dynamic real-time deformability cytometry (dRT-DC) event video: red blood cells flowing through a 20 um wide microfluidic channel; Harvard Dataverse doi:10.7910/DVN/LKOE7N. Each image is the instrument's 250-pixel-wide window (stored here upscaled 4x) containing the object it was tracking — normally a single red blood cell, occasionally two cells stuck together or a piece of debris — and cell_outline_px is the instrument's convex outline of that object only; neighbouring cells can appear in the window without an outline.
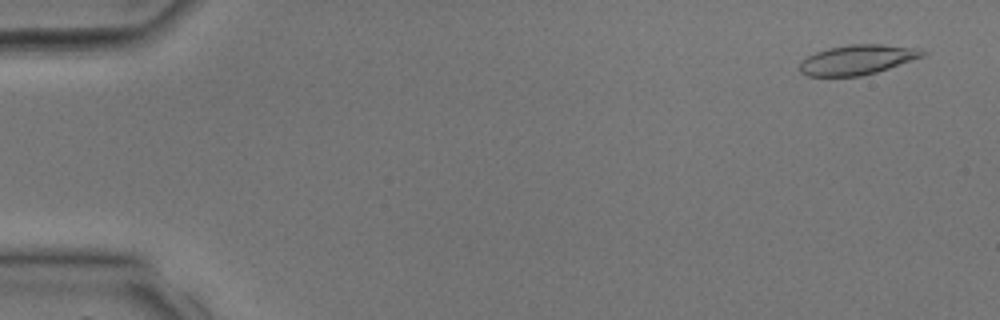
{"species": "common noctule bat (a hibernating species)", "species_latin": "Nyctalus noctula", "temperature_condition": "room temperature", "stored_images_in_passage": 19, "camera_frame_rate_fps": 3000, "um_per_image_px": 0.085, "animal": {"sex": "male", "body_mass_g": 17.9, "forearm_length_mm": 54.2}, "frame": {"image": 1, "passage_image": 2, "time_ms": 0.333, "image_size_px": [1000, 320], "cell_outline_px": [[928, 52], [924, 56], [876, 72], [860, 76], [808, 76], [800, 72], [800, 60], [816, 52], [828, 48], [852, 44], [880, 44], [920, 48]], "centroid_in_image_um": [72.88, 5.07], "position_along_channel_um": 12.1, "area_um2": 21.27}}
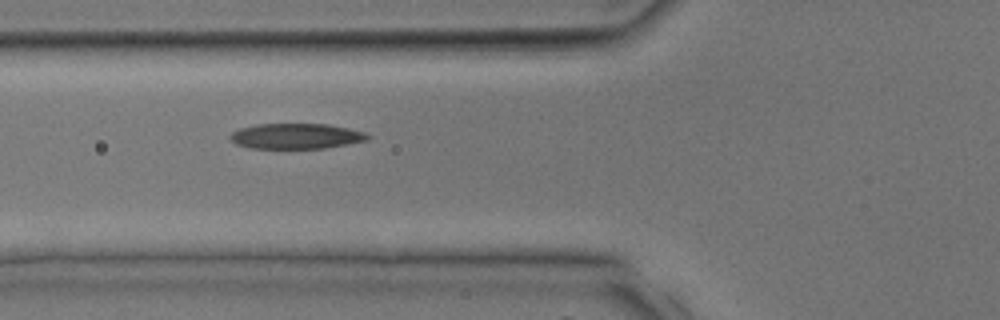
{"frame": {"image": 2, "passage_image": 13, "time_ms": 4.0, "image_size_px": [1000, 320], "cell_outline_px": [[372, 136], [368, 140], [348, 144], [324, 148], [252, 148], [236, 144], [228, 136], [232, 132], [240, 128], [256, 124], [328, 124], [348, 128], [364, 132]], "centroid_in_image_um": [25.18, 11.57], "position_along_channel_um": 100.6, "area_um2": 20.35}}
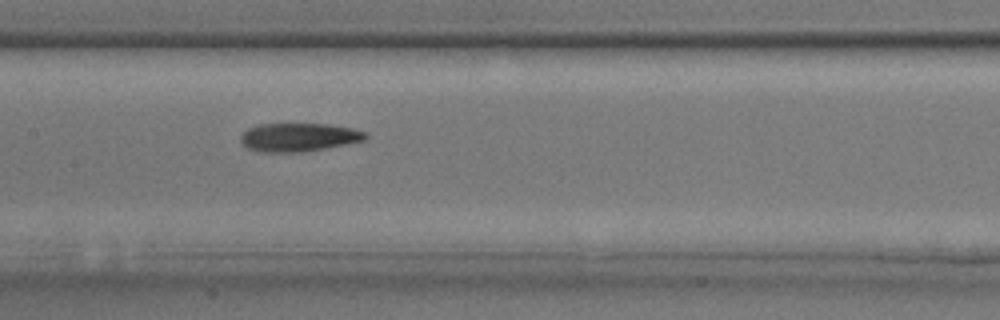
{"frame": {"image": 3, "passage_image": 17, "time_ms": 5.333, "image_size_px": [1000, 320], "cell_outline_px": [[368, 136], [364, 140], [348, 144], [300, 152], [260, 152], [248, 148], [240, 140], [240, 136], [248, 128], [256, 124], [328, 124], [352, 128], [368, 132]], "centroid_in_image_um": [25.4, 11.66], "position_along_channel_um": 182.0, "area_um2": 20.69}}